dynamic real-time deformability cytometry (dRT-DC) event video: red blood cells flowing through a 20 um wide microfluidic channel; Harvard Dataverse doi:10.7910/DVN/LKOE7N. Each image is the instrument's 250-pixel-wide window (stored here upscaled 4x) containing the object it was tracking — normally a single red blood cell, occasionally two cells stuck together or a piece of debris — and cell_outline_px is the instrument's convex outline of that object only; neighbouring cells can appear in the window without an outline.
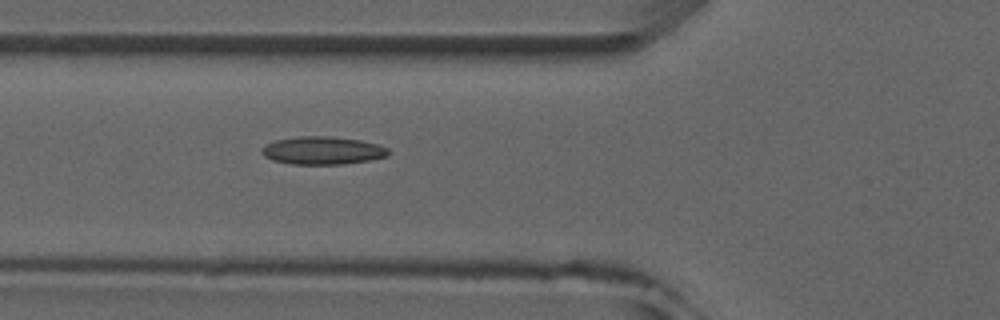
{"species": "common noctule bat (a hibernating species)", "species_latin": "Nyctalus noctula", "temperature_condition": "room temperature", "stored_images_in_passage": 3, "camera_frame_rate_fps": 3000, "um_per_image_px": 0.085, "animal": {"sex": "male", "forearm_length_mm": 52.5}, "frame": {"image": 1, "passage_image": 3, "time_ms": 2.333, "image_size_px": [1000, 320], "cell_outline_px": [[392, 152], [388, 156], [368, 160], [344, 164], [292, 164], [272, 160], [264, 156], [260, 152], [260, 148], [276, 140], [296, 136], [332, 136], [360, 140], [380, 144], [388, 148]], "centroid_in_image_um": [27.44, 12.79], "position_along_channel_um": 98.4, "area_um2": 20.81}}